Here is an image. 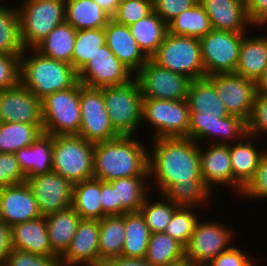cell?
Returning <instances> with one entry per match:
<instances>
[{
	"mask_svg": "<svg viewBox=\"0 0 267 266\" xmlns=\"http://www.w3.org/2000/svg\"><path fill=\"white\" fill-rule=\"evenodd\" d=\"M187 102L190 110L189 138L197 143L202 144L205 140L206 144L228 145L247 135L246 120L229 114L207 77L191 80Z\"/></svg>",
	"mask_w": 267,
	"mask_h": 266,
	"instance_id": "obj_1",
	"label": "cell"
},
{
	"mask_svg": "<svg viewBox=\"0 0 267 266\" xmlns=\"http://www.w3.org/2000/svg\"><path fill=\"white\" fill-rule=\"evenodd\" d=\"M26 182L34 193L41 216L71 207L73 184L57 172L26 178Z\"/></svg>",
	"mask_w": 267,
	"mask_h": 266,
	"instance_id": "obj_17",
	"label": "cell"
},
{
	"mask_svg": "<svg viewBox=\"0 0 267 266\" xmlns=\"http://www.w3.org/2000/svg\"><path fill=\"white\" fill-rule=\"evenodd\" d=\"M106 45L103 28L77 30L72 54V66L79 72L99 50Z\"/></svg>",
	"mask_w": 267,
	"mask_h": 266,
	"instance_id": "obj_41",
	"label": "cell"
},
{
	"mask_svg": "<svg viewBox=\"0 0 267 266\" xmlns=\"http://www.w3.org/2000/svg\"><path fill=\"white\" fill-rule=\"evenodd\" d=\"M139 48L151 58L158 50L168 31L167 24L153 10L149 15L129 26Z\"/></svg>",
	"mask_w": 267,
	"mask_h": 266,
	"instance_id": "obj_33",
	"label": "cell"
},
{
	"mask_svg": "<svg viewBox=\"0 0 267 266\" xmlns=\"http://www.w3.org/2000/svg\"><path fill=\"white\" fill-rule=\"evenodd\" d=\"M143 98L185 100L191 82L186 75L172 72L151 58L135 74Z\"/></svg>",
	"mask_w": 267,
	"mask_h": 266,
	"instance_id": "obj_13",
	"label": "cell"
},
{
	"mask_svg": "<svg viewBox=\"0 0 267 266\" xmlns=\"http://www.w3.org/2000/svg\"><path fill=\"white\" fill-rule=\"evenodd\" d=\"M1 1L3 2V1H5V0H0V7H1V6H5Z\"/></svg>",
	"mask_w": 267,
	"mask_h": 266,
	"instance_id": "obj_62",
	"label": "cell"
},
{
	"mask_svg": "<svg viewBox=\"0 0 267 266\" xmlns=\"http://www.w3.org/2000/svg\"><path fill=\"white\" fill-rule=\"evenodd\" d=\"M26 182L15 153H0V188Z\"/></svg>",
	"mask_w": 267,
	"mask_h": 266,
	"instance_id": "obj_48",
	"label": "cell"
},
{
	"mask_svg": "<svg viewBox=\"0 0 267 266\" xmlns=\"http://www.w3.org/2000/svg\"><path fill=\"white\" fill-rule=\"evenodd\" d=\"M94 143L79 135L53 136L52 171L72 184L94 175Z\"/></svg>",
	"mask_w": 267,
	"mask_h": 266,
	"instance_id": "obj_5",
	"label": "cell"
},
{
	"mask_svg": "<svg viewBox=\"0 0 267 266\" xmlns=\"http://www.w3.org/2000/svg\"><path fill=\"white\" fill-rule=\"evenodd\" d=\"M247 134L255 137L267 135V94L256 93L251 114L246 121ZM266 134V135H264Z\"/></svg>",
	"mask_w": 267,
	"mask_h": 266,
	"instance_id": "obj_45",
	"label": "cell"
},
{
	"mask_svg": "<svg viewBox=\"0 0 267 266\" xmlns=\"http://www.w3.org/2000/svg\"><path fill=\"white\" fill-rule=\"evenodd\" d=\"M134 76L107 45L100 47V50L78 72L79 82L94 88L124 85L133 80Z\"/></svg>",
	"mask_w": 267,
	"mask_h": 266,
	"instance_id": "obj_15",
	"label": "cell"
},
{
	"mask_svg": "<svg viewBox=\"0 0 267 266\" xmlns=\"http://www.w3.org/2000/svg\"><path fill=\"white\" fill-rule=\"evenodd\" d=\"M212 190L205 183H174L164 195L178 206L208 209L212 202ZM211 201V202H210Z\"/></svg>",
	"mask_w": 267,
	"mask_h": 266,
	"instance_id": "obj_40",
	"label": "cell"
},
{
	"mask_svg": "<svg viewBox=\"0 0 267 266\" xmlns=\"http://www.w3.org/2000/svg\"><path fill=\"white\" fill-rule=\"evenodd\" d=\"M103 97L114 130L122 136H136L142 127L143 101L138 81L134 78L124 85L104 87Z\"/></svg>",
	"mask_w": 267,
	"mask_h": 266,
	"instance_id": "obj_7",
	"label": "cell"
},
{
	"mask_svg": "<svg viewBox=\"0 0 267 266\" xmlns=\"http://www.w3.org/2000/svg\"><path fill=\"white\" fill-rule=\"evenodd\" d=\"M77 30L66 21L55 27L34 49L44 56L72 65Z\"/></svg>",
	"mask_w": 267,
	"mask_h": 266,
	"instance_id": "obj_31",
	"label": "cell"
},
{
	"mask_svg": "<svg viewBox=\"0 0 267 266\" xmlns=\"http://www.w3.org/2000/svg\"><path fill=\"white\" fill-rule=\"evenodd\" d=\"M0 7V52L21 55L25 50L21 40L20 16L16 4Z\"/></svg>",
	"mask_w": 267,
	"mask_h": 266,
	"instance_id": "obj_38",
	"label": "cell"
},
{
	"mask_svg": "<svg viewBox=\"0 0 267 266\" xmlns=\"http://www.w3.org/2000/svg\"><path fill=\"white\" fill-rule=\"evenodd\" d=\"M205 145L209 146L200 144V172L204 183L212 192L218 189L216 186H225L233 192V172L229 144L208 143Z\"/></svg>",
	"mask_w": 267,
	"mask_h": 266,
	"instance_id": "obj_22",
	"label": "cell"
},
{
	"mask_svg": "<svg viewBox=\"0 0 267 266\" xmlns=\"http://www.w3.org/2000/svg\"><path fill=\"white\" fill-rule=\"evenodd\" d=\"M101 180L91 178L73 184L71 207L79 214L81 219L103 218L101 204Z\"/></svg>",
	"mask_w": 267,
	"mask_h": 266,
	"instance_id": "obj_32",
	"label": "cell"
},
{
	"mask_svg": "<svg viewBox=\"0 0 267 266\" xmlns=\"http://www.w3.org/2000/svg\"><path fill=\"white\" fill-rule=\"evenodd\" d=\"M100 199L103 207V218L105 216H116L115 187L110 182L101 181Z\"/></svg>",
	"mask_w": 267,
	"mask_h": 266,
	"instance_id": "obj_53",
	"label": "cell"
},
{
	"mask_svg": "<svg viewBox=\"0 0 267 266\" xmlns=\"http://www.w3.org/2000/svg\"><path fill=\"white\" fill-rule=\"evenodd\" d=\"M21 3L16 6L25 49L34 48L66 21L65 0H23Z\"/></svg>",
	"mask_w": 267,
	"mask_h": 266,
	"instance_id": "obj_6",
	"label": "cell"
},
{
	"mask_svg": "<svg viewBox=\"0 0 267 266\" xmlns=\"http://www.w3.org/2000/svg\"><path fill=\"white\" fill-rule=\"evenodd\" d=\"M125 237L122 257L144 258L151 232L141 212L124 214Z\"/></svg>",
	"mask_w": 267,
	"mask_h": 266,
	"instance_id": "obj_34",
	"label": "cell"
},
{
	"mask_svg": "<svg viewBox=\"0 0 267 266\" xmlns=\"http://www.w3.org/2000/svg\"><path fill=\"white\" fill-rule=\"evenodd\" d=\"M81 124L79 136L92 143L115 139L120 135L111 125L105 108L103 88H94L80 83Z\"/></svg>",
	"mask_w": 267,
	"mask_h": 266,
	"instance_id": "obj_14",
	"label": "cell"
},
{
	"mask_svg": "<svg viewBox=\"0 0 267 266\" xmlns=\"http://www.w3.org/2000/svg\"><path fill=\"white\" fill-rule=\"evenodd\" d=\"M167 26L169 33L197 39H201L213 30L209 16L199 2L176 16Z\"/></svg>",
	"mask_w": 267,
	"mask_h": 266,
	"instance_id": "obj_36",
	"label": "cell"
},
{
	"mask_svg": "<svg viewBox=\"0 0 267 266\" xmlns=\"http://www.w3.org/2000/svg\"><path fill=\"white\" fill-rule=\"evenodd\" d=\"M43 132L57 135H78L81 124L80 82L56 91L41 100Z\"/></svg>",
	"mask_w": 267,
	"mask_h": 266,
	"instance_id": "obj_9",
	"label": "cell"
},
{
	"mask_svg": "<svg viewBox=\"0 0 267 266\" xmlns=\"http://www.w3.org/2000/svg\"><path fill=\"white\" fill-rule=\"evenodd\" d=\"M190 110L187 99L162 100L143 98L142 122L151 125V139L187 137L189 138ZM145 122V123H144ZM149 124V125H148Z\"/></svg>",
	"mask_w": 267,
	"mask_h": 266,
	"instance_id": "obj_10",
	"label": "cell"
},
{
	"mask_svg": "<svg viewBox=\"0 0 267 266\" xmlns=\"http://www.w3.org/2000/svg\"><path fill=\"white\" fill-rule=\"evenodd\" d=\"M235 1H239L241 3H246V0H235Z\"/></svg>",
	"mask_w": 267,
	"mask_h": 266,
	"instance_id": "obj_61",
	"label": "cell"
},
{
	"mask_svg": "<svg viewBox=\"0 0 267 266\" xmlns=\"http://www.w3.org/2000/svg\"><path fill=\"white\" fill-rule=\"evenodd\" d=\"M199 0H153V10L166 23L192 8Z\"/></svg>",
	"mask_w": 267,
	"mask_h": 266,
	"instance_id": "obj_50",
	"label": "cell"
},
{
	"mask_svg": "<svg viewBox=\"0 0 267 266\" xmlns=\"http://www.w3.org/2000/svg\"><path fill=\"white\" fill-rule=\"evenodd\" d=\"M11 247L44 256H58L50 245L45 216L11 227Z\"/></svg>",
	"mask_w": 267,
	"mask_h": 266,
	"instance_id": "obj_25",
	"label": "cell"
},
{
	"mask_svg": "<svg viewBox=\"0 0 267 266\" xmlns=\"http://www.w3.org/2000/svg\"><path fill=\"white\" fill-rule=\"evenodd\" d=\"M45 218L51 248L61 257L69 248L81 217L72 207H69L49 214Z\"/></svg>",
	"mask_w": 267,
	"mask_h": 266,
	"instance_id": "obj_29",
	"label": "cell"
},
{
	"mask_svg": "<svg viewBox=\"0 0 267 266\" xmlns=\"http://www.w3.org/2000/svg\"><path fill=\"white\" fill-rule=\"evenodd\" d=\"M43 133V124L20 122L0 124V153H15L30 146Z\"/></svg>",
	"mask_w": 267,
	"mask_h": 266,
	"instance_id": "obj_37",
	"label": "cell"
},
{
	"mask_svg": "<svg viewBox=\"0 0 267 266\" xmlns=\"http://www.w3.org/2000/svg\"><path fill=\"white\" fill-rule=\"evenodd\" d=\"M108 266H154L145 258L116 257L105 262Z\"/></svg>",
	"mask_w": 267,
	"mask_h": 266,
	"instance_id": "obj_55",
	"label": "cell"
},
{
	"mask_svg": "<svg viewBox=\"0 0 267 266\" xmlns=\"http://www.w3.org/2000/svg\"><path fill=\"white\" fill-rule=\"evenodd\" d=\"M246 13L253 27L261 28L267 25V0H246Z\"/></svg>",
	"mask_w": 267,
	"mask_h": 266,
	"instance_id": "obj_52",
	"label": "cell"
},
{
	"mask_svg": "<svg viewBox=\"0 0 267 266\" xmlns=\"http://www.w3.org/2000/svg\"><path fill=\"white\" fill-rule=\"evenodd\" d=\"M20 56L0 52V91L20 82Z\"/></svg>",
	"mask_w": 267,
	"mask_h": 266,
	"instance_id": "obj_49",
	"label": "cell"
},
{
	"mask_svg": "<svg viewBox=\"0 0 267 266\" xmlns=\"http://www.w3.org/2000/svg\"><path fill=\"white\" fill-rule=\"evenodd\" d=\"M104 31L106 45L117 59L135 75L149 58L139 48L129 26L110 19L104 27Z\"/></svg>",
	"mask_w": 267,
	"mask_h": 266,
	"instance_id": "obj_23",
	"label": "cell"
},
{
	"mask_svg": "<svg viewBox=\"0 0 267 266\" xmlns=\"http://www.w3.org/2000/svg\"><path fill=\"white\" fill-rule=\"evenodd\" d=\"M151 140L148 174L152 193L157 190L164 194L174 183H204L200 172L199 143L187 137Z\"/></svg>",
	"mask_w": 267,
	"mask_h": 266,
	"instance_id": "obj_2",
	"label": "cell"
},
{
	"mask_svg": "<svg viewBox=\"0 0 267 266\" xmlns=\"http://www.w3.org/2000/svg\"><path fill=\"white\" fill-rule=\"evenodd\" d=\"M124 237V214L121 216H105L99 220L100 263L121 256Z\"/></svg>",
	"mask_w": 267,
	"mask_h": 266,
	"instance_id": "obj_35",
	"label": "cell"
},
{
	"mask_svg": "<svg viewBox=\"0 0 267 266\" xmlns=\"http://www.w3.org/2000/svg\"><path fill=\"white\" fill-rule=\"evenodd\" d=\"M239 197L250 200L267 201V150L263 154L260 164L256 170L253 179L243 189Z\"/></svg>",
	"mask_w": 267,
	"mask_h": 266,
	"instance_id": "obj_47",
	"label": "cell"
},
{
	"mask_svg": "<svg viewBox=\"0 0 267 266\" xmlns=\"http://www.w3.org/2000/svg\"><path fill=\"white\" fill-rule=\"evenodd\" d=\"M89 266H108V265L105 262H103V263L89 265Z\"/></svg>",
	"mask_w": 267,
	"mask_h": 266,
	"instance_id": "obj_60",
	"label": "cell"
},
{
	"mask_svg": "<svg viewBox=\"0 0 267 266\" xmlns=\"http://www.w3.org/2000/svg\"><path fill=\"white\" fill-rule=\"evenodd\" d=\"M78 81V72L71 64L44 56L34 48L25 49L20 56V83L40 100Z\"/></svg>",
	"mask_w": 267,
	"mask_h": 266,
	"instance_id": "obj_4",
	"label": "cell"
},
{
	"mask_svg": "<svg viewBox=\"0 0 267 266\" xmlns=\"http://www.w3.org/2000/svg\"><path fill=\"white\" fill-rule=\"evenodd\" d=\"M199 3L209 16L213 30L248 32L249 28L252 31L245 3L235 0H199Z\"/></svg>",
	"mask_w": 267,
	"mask_h": 266,
	"instance_id": "obj_24",
	"label": "cell"
},
{
	"mask_svg": "<svg viewBox=\"0 0 267 266\" xmlns=\"http://www.w3.org/2000/svg\"><path fill=\"white\" fill-rule=\"evenodd\" d=\"M41 217L34 193L27 182L0 188V218L8 226Z\"/></svg>",
	"mask_w": 267,
	"mask_h": 266,
	"instance_id": "obj_19",
	"label": "cell"
},
{
	"mask_svg": "<svg viewBox=\"0 0 267 266\" xmlns=\"http://www.w3.org/2000/svg\"><path fill=\"white\" fill-rule=\"evenodd\" d=\"M158 196L160 199H156V196L155 199H152L154 197L149 194L140 208V212L144 216L151 233L164 232L167 224L170 222L171 216L179 207L164 194Z\"/></svg>",
	"mask_w": 267,
	"mask_h": 266,
	"instance_id": "obj_42",
	"label": "cell"
},
{
	"mask_svg": "<svg viewBox=\"0 0 267 266\" xmlns=\"http://www.w3.org/2000/svg\"><path fill=\"white\" fill-rule=\"evenodd\" d=\"M213 83L230 115L248 120L257 93L256 82L236 73H220L207 76Z\"/></svg>",
	"mask_w": 267,
	"mask_h": 266,
	"instance_id": "obj_16",
	"label": "cell"
},
{
	"mask_svg": "<svg viewBox=\"0 0 267 266\" xmlns=\"http://www.w3.org/2000/svg\"><path fill=\"white\" fill-rule=\"evenodd\" d=\"M136 136H122L94 143L93 178L104 182L133 176H149L148 147Z\"/></svg>",
	"mask_w": 267,
	"mask_h": 266,
	"instance_id": "obj_3",
	"label": "cell"
},
{
	"mask_svg": "<svg viewBox=\"0 0 267 266\" xmlns=\"http://www.w3.org/2000/svg\"><path fill=\"white\" fill-rule=\"evenodd\" d=\"M194 264L195 263L191 259L184 255L183 257L172 261L167 266H194Z\"/></svg>",
	"mask_w": 267,
	"mask_h": 266,
	"instance_id": "obj_58",
	"label": "cell"
},
{
	"mask_svg": "<svg viewBox=\"0 0 267 266\" xmlns=\"http://www.w3.org/2000/svg\"><path fill=\"white\" fill-rule=\"evenodd\" d=\"M235 231L228 225L214 221H197L188 245L185 247V255L195 264L210 263L220 253L234 246Z\"/></svg>",
	"mask_w": 267,
	"mask_h": 266,
	"instance_id": "obj_12",
	"label": "cell"
},
{
	"mask_svg": "<svg viewBox=\"0 0 267 266\" xmlns=\"http://www.w3.org/2000/svg\"><path fill=\"white\" fill-rule=\"evenodd\" d=\"M153 11V0H122L111 19L130 26Z\"/></svg>",
	"mask_w": 267,
	"mask_h": 266,
	"instance_id": "obj_44",
	"label": "cell"
},
{
	"mask_svg": "<svg viewBox=\"0 0 267 266\" xmlns=\"http://www.w3.org/2000/svg\"><path fill=\"white\" fill-rule=\"evenodd\" d=\"M239 246H232L227 251L220 253L210 264L212 266H257L255 255L247 254V250H241ZM254 257V258H253Z\"/></svg>",
	"mask_w": 267,
	"mask_h": 266,
	"instance_id": "obj_51",
	"label": "cell"
},
{
	"mask_svg": "<svg viewBox=\"0 0 267 266\" xmlns=\"http://www.w3.org/2000/svg\"><path fill=\"white\" fill-rule=\"evenodd\" d=\"M61 266H89L100 263L99 220L81 219L71 244L60 257Z\"/></svg>",
	"mask_w": 267,
	"mask_h": 266,
	"instance_id": "obj_20",
	"label": "cell"
},
{
	"mask_svg": "<svg viewBox=\"0 0 267 266\" xmlns=\"http://www.w3.org/2000/svg\"><path fill=\"white\" fill-rule=\"evenodd\" d=\"M151 59L161 67L186 75L191 80L204 78L200 40L167 31Z\"/></svg>",
	"mask_w": 267,
	"mask_h": 266,
	"instance_id": "obj_8",
	"label": "cell"
},
{
	"mask_svg": "<svg viewBox=\"0 0 267 266\" xmlns=\"http://www.w3.org/2000/svg\"><path fill=\"white\" fill-rule=\"evenodd\" d=\"M249 32L212 30L200 40L205 76L234 73L243 37Z\"/></svg>",
	"mask_w": 267,
	"mask_h": 266,
	"instance_id": "obj_11",
	"label": "cell"
},
{
	"mask_svg": "<svg viewBox=\"0 0 267 266\" xmlns=\"http://www.w3.org/2000/svg\"><path fill=\"white\" fill-rule=\"evenodd\" d=\"M149 176L124 177L110 181L115 187L116 216L139 212L146 197L151 194Z\"/></svg>",
	"mask_w": 267,
	"mask_h": 266,
	"instance_id": "obj_28",
	"label": "cell"
},
{
	"mask_svg": "<svg viewBox=\"0 0 267 266\" xmlns=\"http://www.w3.org/2000/svg\"><path fill=\"white\" fill-rule=\"evenodd\" d=\"M257 93L267 94V68L256 82Z\"/></svg>",
	"mask_w": 267,
	"mask_h": 266,
	"instance_id": "obj_57",
	"label": "cell"
},
{
	"mask_svg": "<svg viewBox=\"0 0 267 266\" xmlns=\"http://www.w3.org/2000/svg\"><path fill=\"white\" fill-rule=\"evenodd\" d=\"M194 266H212L210 263H197Z\"/></svg>",
	"mask_w": 267,
	"mask_h": 266,
	"instance_id": "obj_59",
	"label": "cell"
},
{
	"mask_svg": "<svg viewBox=\"0 0 267 266\" xmlns=\"http://www.w3.org/2000/svg\"><path fill=\"white\" fill-rule=\"evenodd\" d=\"M185 255V247L165 232L151 233L145 259L154 266H167Z\"/></svg>",
	"mask_w": 267,
	"mask_h": 266,
	"instance_id": "obj_39",
	"label": "cell"
},
{
	"mask_svg": "<svg viewBox=\"0 0 267 266\" xmlns=\"http://www.w3.org/2000/svg\"><path fill=\"white\" fill-rule=\"evenodd\" d=\"M66 22L76 30L98 29L111 19L93 0H65Z\"/></svg>",
	"mask_w": 267,
	"mask_h": 266,
	"instance_id": "obj_30",
	"label": "cell"
},
{
	"mask_svg": "<svg viewBox=\"0 0 267 266\" xmlns=\"http://www.w3.org/2000/svg\"><path fill=\"white\" fill-rule=\"evenodd\" d=\"M15 155L26 178L52 171L53 135L41 133L30 146L19 149Z\"/></svg>",
	"mask_w": 267,
	"mask_h": 266,
	"instance_id": "obj_27",
	"label": "cell"
},
{
	"mask_svg": "<svg viewBox=\"0 0 267 266\" xmlns=\"http://www.w3.org/2000/svg\"><path fill=\"white\" fill-rule=\"evenodd\" d=\"M200 210L204 211V209L197 207L179 206L171 216L170 222L167 224L164 232L186 247L190 241L194 227L200 219L198 217Z\"/></svg>",
	"mask_w": 267,
	"mask_h": 266,
	"instance_id": "obj_43",
	"label": "cell"
},
{
	"mask_svg": "<svg viewBox=\"0 0 267 266\" xmlns=\"http://www.w3.org/2000/svg\"><path fill=\"white\" fill-rule=\"evenodd\" d=\"M11 247V227L5 222H0V266L5 262Z\"/></svg>",
	"mask_w": 267,
	"mask_h": 266,
	"instance_id": "obj_54",
	"label": "cell"
},
{
	"mask_svg": "<svg viewBox=\"0 0 267 266\" xmlns=\"http://www.w3.org/2000/svg\"><path fill=\"white\" fill-rule=\"evenodd\" d=\"M2 266H61L59 256H44L11 249Z\"/></svg>",
	"mask_w": 267,
	"mask_h": 266,
	"instance_id": "obj_46",
	"label": "cell"
},
{
	"mask_svg": "<svg viewBox=\"0 0 267 266\" xmlns=\"http://www.w3.org/2000/svg\"><path fill=\"white\" fill-rule=\"evenodd\" d=\"M112 18L122 0H93Z\"/></svg>",
	"mask_w": 267,
	"mask_h": 266,
	"instance_id": "obj_56",
	"label": "cell"
},
{
	"mask_svg": "<svg viewBox=\"0 0 267 266\" xmlns=\"http://www.w3.org/2000/svg\"><path fill=\"white\" fill-rule=\"evenodd\" d=\"M266 35V36H265ZM243 37L236 74L257 82L267 68V34Z\"/></svg>",
	"mask_w": 267,
	"mask_h": 266,
	"instance_id": "obj_26",
	"label": "cell"
},
{
	"mask_svg": "<svg viewBox=\"0 0 267 266\" xmlns=\"http://www.w3.org/2000/svg\"><path fill=\"white\" fill-rule=\"evenodd\" d=\"M255 137L246 135L242 140L229 144L233 172V193L239 196L253 179L267 147L258 148ZM234 144V145H233ZM235 190V191H234Z\"/></svg>",
	"mask_w": 267,
	"mask_h": 266,
	"instance_id": "obj_21",
	"label": "cell"
},
{
	"mask_svg": "<svg viewBox=\"0 0 267 266\" xmlns=\"http://www.w3.org/2000/svg\"><path fill=\"white\" fill-rule=\"evenodd\" d=\"M0 121L43 124L41 100L20 82L0 91Z\"/></svg>",
	"mask_w": 267,
	"mask_h": 266,
	"instance_id": "obj_18",
	"label": "cell"
}]
</instances>
